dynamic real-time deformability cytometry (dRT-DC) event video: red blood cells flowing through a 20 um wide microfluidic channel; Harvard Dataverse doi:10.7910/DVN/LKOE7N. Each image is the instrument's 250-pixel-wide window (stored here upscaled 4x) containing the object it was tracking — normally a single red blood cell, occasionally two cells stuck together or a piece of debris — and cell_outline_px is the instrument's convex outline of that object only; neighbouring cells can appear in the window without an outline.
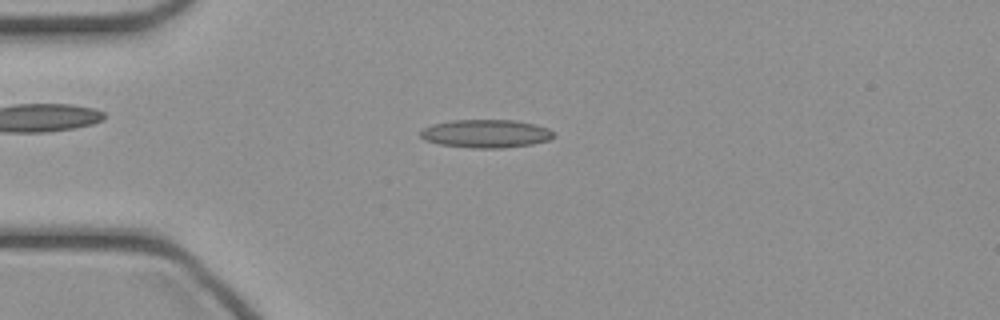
{"species": "common noctule bat (a hibernating species)", "species_latin": "Nyctalus noctula", "temperature_condition": "cold", "stored_images_in_passage": 47, "camera_frame_rate_fps": 3000, "um_per_image_px": 0.085, "animal": {"sex": "female", "body_mass_g": 21.9}, "frame": {"image": 1, "passage_image": 12, "time_ms": 3.667, "image_size_px": [1000, 320], "cell_outline_px": [[556, 136], [548, 140], [532, 144], [504, 148], [472, 148], [440, 144], [424, 140], [420, 136], [420, 132], [424, 128], [432, 124], [452, 120], [516, 120], [536, 124], [548, 128]], "centroid_in_image_um": [41.31, 11.35], "position_along_channel_um": 43.7, "area_um2": 21.96}}
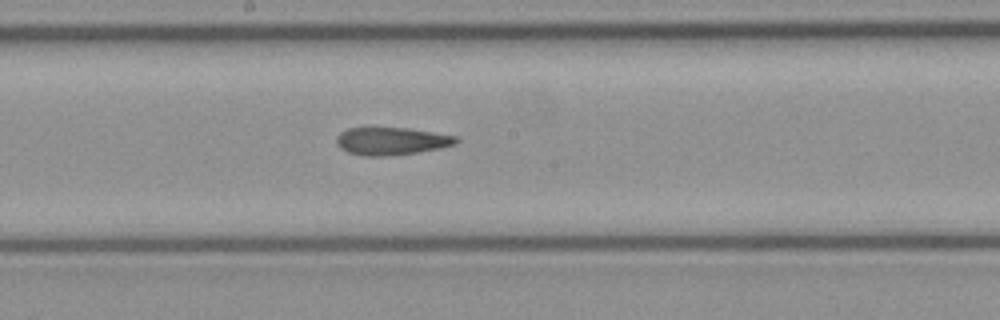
{"frame": {"image": 2, "passage_image": 25, "time_ms": 8.0, "image_size_px": [1000, 320], "cell_outline_px": [[460, 140], [456, 144], [440, 148], [416, 152], [388, 156], [364, 156], [348, 152], [340, 148], [336, 144], [336, 136], [340, 132], [348, 128], [372, 124], [408, 128], [456, 136]], "centroid_in_image_um": [33.2, 11.94], "position_along_channel_um": 215.0, "area_um2": 20.11}}
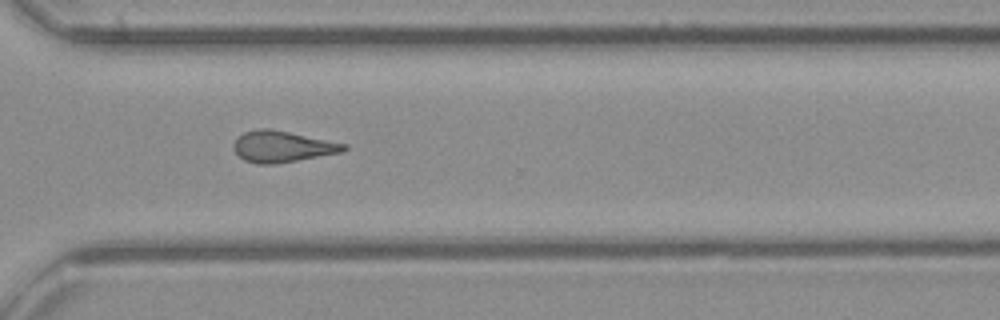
{"frame": {"image": 3, "passage_image": 34, "time_ms": 11.0, "image_size_px": [1000, 320], "cell_outline_px": [[348, 148], [344, 152], [276, 164], [256, 164], [244, 160], [232, 148], [232, 144], [244, 132], [260, 128], [268, 128], [348, 144]], "centroid_in_image_um": [24.01, 12.47], "position_along_channel_um": 346.6, "area_um2": 20.06}}